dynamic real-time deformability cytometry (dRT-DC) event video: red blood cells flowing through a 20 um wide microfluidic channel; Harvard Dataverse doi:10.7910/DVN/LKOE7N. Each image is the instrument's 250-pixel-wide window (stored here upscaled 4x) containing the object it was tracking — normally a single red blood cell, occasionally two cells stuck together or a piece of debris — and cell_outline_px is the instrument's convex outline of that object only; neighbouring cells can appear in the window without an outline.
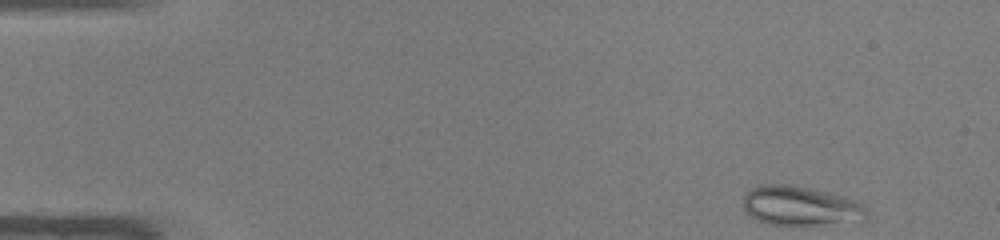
{"species": "common noctule bat (a hibernating species)", "species_latin": "Nyctalus noctula", "temperature_condition": "warm", "stored_images_in_passage": 44, "camera_frame_rate_fps": 3000, "um_per_image_px": 0.085, "animal": {"sex": "male", "body_mass_g": 19.0, "forearm_length_mm": 50.8}, "frame": {"image": 1, "passage_image": 1, "time_ms": 0.0, "image_size_px": [1000, 240], "cell_outline_px": [[868, 212], [864, 220], [860, 224], [768, 224], [756, 220], [744, 212], [744, 196], [752, 188], [760, 184], [788, 184], [808, 188], [844, 196], [856, 200], [868, 208]], "centroid_in_image_um": [68.11, 17.52], "position_along_channel_um": 16.9, "area_um2": 28.78}}
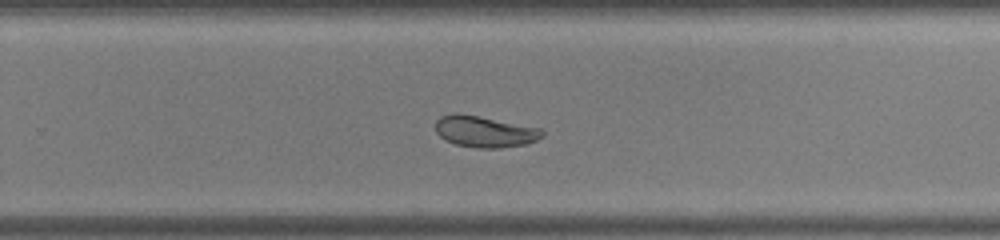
{"frame": {"image": 2, "passage_image": 28, "time_ms": 9.0, "image_size_px": [1000, 240], "cell_outline_px": [[544, 136], [536, 140], [524, 144], [500, 148], [476, 148], [456, 144], [440, 136], [436, 132], [436, 120], [440, 116], [452, 112], [456, 112], [540, 128], [544, 132]], "centroid_in_image_um": [41.18, 11.18], "position_along_channel_um": 288.6, "area_um2": 19.31}}
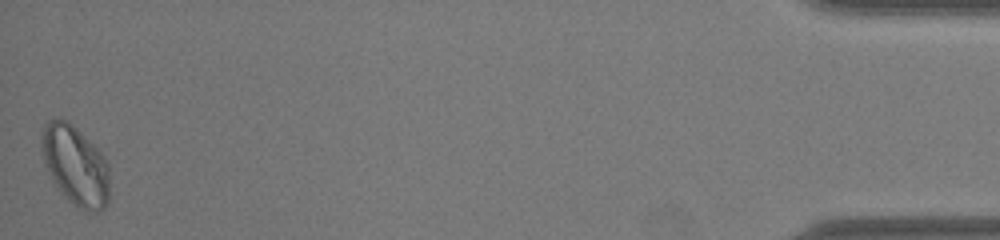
{"frame": {"image": 3, "passage_image": 44, "time_ms": 14.333, "image_size_px": [1000, 240], "cell_outline_px": [[108, 204], [100, 212], [88, 212], [72, 204], [60, 192], [44, 164], [44, 124], [48, 120], [68, 120], [104, 156], [108, 164]], "centroid_in_image_um": [6.45, 14.12], "position_along_channel_um": 428.7, "area_um2": 30.81}, "authors_computed_cell_mechanics": {"area_um2": 24.4783, "velocity_mm_per_s": 4.2615, "shape_relaxation_time_tau1_ms": null, "shape_relaxation_time_tau2_ms": 1.0453, "deformation_change_tau1": null, "deformation_change_tau2": 0.0554}}